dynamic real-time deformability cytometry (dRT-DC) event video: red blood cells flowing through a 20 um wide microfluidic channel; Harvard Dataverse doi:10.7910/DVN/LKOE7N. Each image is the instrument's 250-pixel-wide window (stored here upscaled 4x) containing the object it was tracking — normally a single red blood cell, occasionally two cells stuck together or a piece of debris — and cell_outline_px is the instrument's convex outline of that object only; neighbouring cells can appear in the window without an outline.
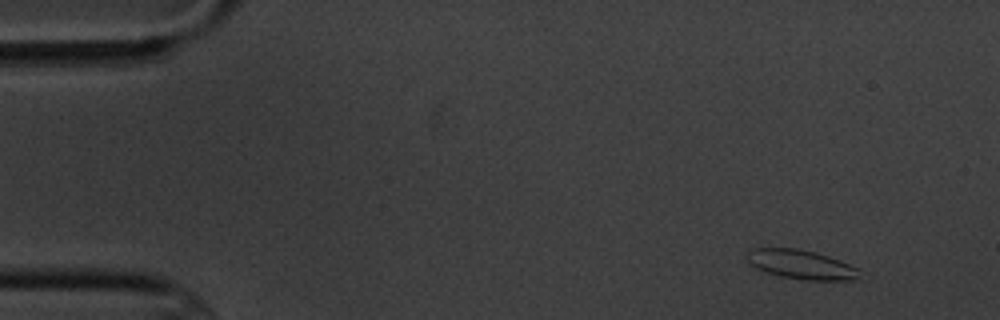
{"species": "common noctule bat (a hibernating species)", "species_latin": "Nyctalus noctula", "temperature_condition": "cold", "stored_images_in_passage": 5, "camera_frame_rate_fps": 3000, "um_per_image_px": 0.085, "animal": {"sex": "male", "body_mass_g": 20.1, "forearm_length_mm": 53.5}, "frame": {"image": 1, "passage_image": 1, "time_ms": 0.0, "image_size_px": [1000, 320], "cell_outline_px": [[856, 280], [808, 280], [780, 276], [764, 272], [756, 268], [748, 260], [748, 252], [752, 248], [796, 248], [828, 256], [840, 260], [856, 268]], "centroid_in_image_um": [68.04, 22.48], "position_along_channel_um": 17.0, "area_um2": 18.67}}
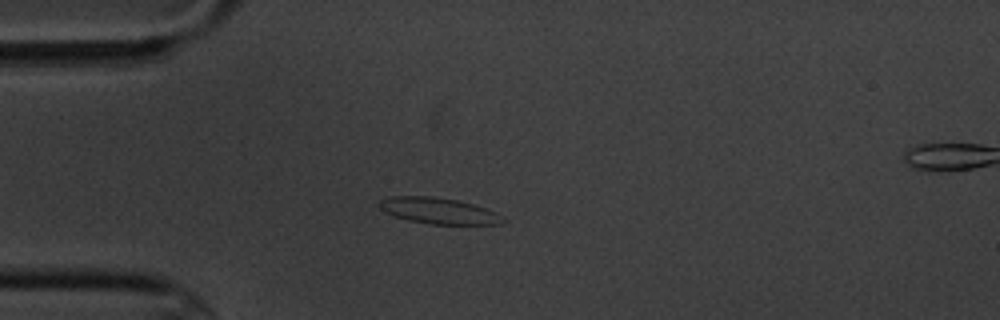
{"frame": {"image": 2, "passage_image": 4, "time_ms": 3.333, "image_size_px": [1000, 320], "cell_outline_px": [[508, 220], [500, 224], [432, 224], [408, 220], [384, 212], [380, 208], [380, 200], [388, 196], [432, 196], [456, 200], [472, 204], [496, 212]], "centroid_in_image_um": [37.29, 17.91], "position_along_channel_um": 47.7, "area_um2": 18.67}}